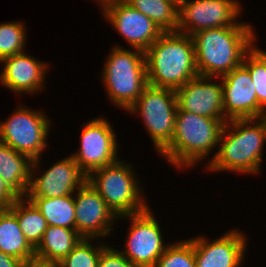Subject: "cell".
<instances>
[{"label":"cell","mask_w":266,"mask_h":267,"mask_svg":"<svg viewBox=\"0 0 266 267\" xmlns=\"http://www.w3.org/2000/svg\"><path fill=\"white\" fill-rule=\"evenodd\" d=\"M242 233L227 232L212 243L203 237L192 238L196 267H239L246 241Z\"/></svg>","instance_id":"17"},{"label":"cell","mask_w":266,"mask_h":267,"mask_svg":"<svg viewBox=\"0 0 266 267\" xmlns=\"http://www.w3.org/2000/svg\"><path fill=\"white\" fill-rule=\"evenodd\" d=\"M73 194L46 198L26 197L44 216L48 226L65 227L75 230V203Z\"/></svg>","instance_id":"22"},{"label":"cell","mask_w":266,"mask_h":267,"mask_svg":"<svg viewBox=\"0 0 266 267\" xmlns=\"http://www.w3.org/2000/svg\"><path fill=\"white\" fill-rule=\"evenodd\" d=\"M221 78L223 109L228 120L255 119L266 115V111L258 104L250 72L243 65L224 74Z\"/></svg>","instance_id":"13"},{"label":"cell","mask_w":266,"mask_h":267,"mask_svg":"<svg viewBox=\"0 0 266 267\" xmlns=\"http://www.w3.org/2000/svg\"><path fill=\"white\" fill-rule=\"evenodd\" d=\"M26 262L0 251V267H25Z\"/></svg>","instance_id":"31"},{"label":"cell","mask_w":266,"mask_h":267,"mask_svg":"<svg viewBox=\"0 0 266 267\" xmlns=\"http://www.w3.org/2000/svg\"><path fill=\"white\" fill-rule=\"evenodd\" d=\"M132 168L117 160L87 176V181L117 217L139 213L149 207L141 198L140 187Z\"/></svg>","instance_id":"6"},{"label":"cell","mask_w":266,"mask_h":267,"mask_svg":"<svg viewBox=\"0 0 266 267\" xmlns=\"http://www.w3.org/2000/svg\"><path fill=\"white\" fill-rule=\"evenodd\" d=\"M239 6L235 0H179L177 32L192 36L204 29L236 26Z\"/></svg>","instance_id":"9"},{"label":"cell","mask_w":266,"mask_h":267,"mask_svg":"<svg viewBox=\"0 0 266 267\" xmlns=\"http://www.w3.org/2000/svg\"><path fill=\"white\" fill-rule=\"evenodd\" d=\"M24 198L19 197L8 208L17 217L23 235L35 249L40 243L43 233L48 228V224L36 206L30 200Z\"/></svg>","instance_id":"24"},{"label":"cell","mask_w":266,"mask_h":267,"mask_svg":"<svg viewBox=\"0 0 266 267\" xmlns=\"http://www.w3.org/2000/svg\"><path fill=\"white\" fill-rule=\"evenodd\" d=\"M254 32L246 23L204 29L192 35L199 76L221 77L243 64L254 47Z\"/></svg>","instance_id":"1"},{"label":"cell","mask_w":266,"mask_h":267,"mask_svg":"<svg viewBox=\"0 0 266 267\" xmlns=\"http://www.w3.org/2000/svg\"><path fill=\"white\" fill-rule=\"evenodd\" d=\"M132 221L125 251H120L138 267H153L167 246L163 245L160 225L149 207L139 213L125 215Z\"/></svg>","instance_id":"10"},{"label":"cell","mask_w":266,"mask_h":267,"mask_svg":"<svg viewBox=\"0 0 266 267\" xmlns=\"http://www.w3.org/2000/svg\"><path fill=\"white\" fill-rule=\"evenodd\" d=\"M211 77L197 76L176 90L178 107L196 115L229 121L223 109V86Z\"/></svg>","instance_id":"16"},{"label":"cell","mask_w":266,"mask_h":267,"mask_svg":"<svg viewBox=\"0 0 266 267\" xmlns=\"http://www.w3.org/2000/svg\"><path fill=\"white\" fill-rule=\"evenodd\" d=\"M153 267H196L192 239L167 245Z\"/></svg>","instance_id":"26"},{"label":"cell","mask_w":266,"mask_h":267,"mask_svg":"<svg viewBox=\"0 0 266 267\" xmlns=\"http://www.w3.org/2000/svg\"><path fill=\"white\" fill-rule=\"evenodd\" d=\"M249 72L255 85L260 107H266V52L254 47L245 55L242 64Z\"/></svg>","instance_id":"25"},{"label":"cell","mask_w":266,"mask_h":267,"mask_svg":"<svg viewBox=\"0 0 266 267\" xmlns=\"http://www.w3.org/2000/svg\"><path fill=\"white\" fill-rule=\"evenodd\" d=\"M176 90L147 85L137 101L128 109L139 112L146 128L161 153L171 142L177 114Z\"/></svg>","instance_id":"7"},{"label":"cell","mask_w":266,"mask_h":267,"mask_svg":"<svg viewBox=\"0 0 266 267\" xmlns=\"http://www.w3.org/2000/svg\"><path fill=\"white\" fill-rule=\"evenodd\" d=\"M33 160L0 141V176L19 196H26Z\"/></svg>","instance_id":"19"},{"label":"cell","mask_w":266,"mask_h":267,"mask_svg":"<svg viewBox=\"0 0 266 267\" xmlns=\"http://www.w3.org/2000/svg\"><path fill=\"white\" fill-rule=\"evenodd\" d=\"M97 1V0H96ZM99 2L102 3L101 6L105 5L106 3L110 2V1H115V0H98Z\"/></svg>","instance_id":"33"},{"label":"cell","mask_w":266,"mask_h":267,"mask_svg":"<svg viewBox=\"0 0 266 267\" xmlns=\"http://www.w3.org/2000/svg\"><path fill=\"white\" fill-rule=\"evenodd\" d=\"M75 203V230L85 239L106 236L112 230L110 223L117 216L103 197L86 181L77 189Z\"/></svg>","instance_id":"15"},{"label":"cell","mask_w":266,"mask_h":267,"mask_svg":"<svg viewBox=\"0 0 266 267\" xmlns=\"http://www.w3.org/2000/svg\"><path fill=\"white\" fill-rule=\"evenodd\" d=\"M225 123L177 107L172 140L160 154L177 167L193 166L218 145Z\"/></svg>","instance_id":"4"},{"label":"cell","mask_w":266,"mask_h":267,"mask_svg":"<svg viewBox=\"0 0 266 267\" xmlns=\"http://www.w3.org/2000/svg\"><path fill=\"white\" fill-rule=\"evenodd\" d=\"M39 161V158L33 160L30 184L25 197L55 198L70 195L87 181V175L71 155L55 163L40 177L34 179L33 170L39 166Z\"/></svg>","instance_id":"14"},{"label":"cell","mask_w":266,"mask_h":267,"mask_svg":"<svg viewBox=\"0 0 266 267\" xmlns=\"http://www.w3.org/2000/svg\"><path fill=\"white\" fill-rule=\"evenodd\" d=\"M104 65L102 79L109 99L128 111L148 85L145 52L117 46Z\"/></svg>","instance_id":"5"},{"label":"cell","mask_w":266,"mask_h":267,"mask_svg":"<svg viewBox=\"0 0 266 267\" xmlns=\"http://www.w3.org/2000/svg\"><path fill=\"white\" fill-rule=\"evenodd\" d=\"M19 196L4 182L0 176V206L3 208L10 207Z\"/></svg>","instance_id":"30"},{"label":"cell","mask_w":266,"mask_h":267,"mask_svg":"<svg viewBox=\"0 0 266 267\" xmlns=\"http://www.w3.org/2000/svg\"><path fill=\"white\" fill-rule=\"evenodd\" d=\"M150 18L163 32L178 28L179 0H124Z\"/></svg>","instance_id":"23"},{"label":"cell","mask_w":266,"mask_h":267,"mask_svg":"<svg viewBox=\"0 0 266 267\" xmlns=\"http://www.w3.org/2000/svg\"><path fill=\"white\" fill-rule=\"evenodd\" d=\"M0 74V82L16 93H35L44 85L47 64L37 61L23 52L6 57Z\"/></svg>","instance_id":"18"},{"label":"cell","mask_w":266,"mask_h":267,"mask_svg":"<svg viewBox=\"0 0 266 267\" xmlns=\"http://www.w3.org/2000/svg\"><path fill=\"white\" fill-rule=\"evenodd\" d=\"M254 121L256 124L252 125ZM228 125L232 126L233 132ZM265 140V116L227 121L220 135V148L208 165V170L256 174L262 161L261 152Z\"/></svg>","instance_id":"3"},{"label":"cell","mask_w":266,"mask_h":267,"mask_svg":"<svg viewBox=\"0 0 266 267\" xmlns=\"http://www.w3.org/2000/svg\"><path fill=\"white\" fill-rule=\"evenodd\" d=\"M104 16L134 49L146 51L164 32L147 16L124 0L102 6Z\"/></svg>","instance_id":"12"},{"label":"cell","mask_w":266,"mask_h":267,"mask_svg":"<svg viewBox=\"0 0 266 267\" xmlns=\"http://www.w3.org/2000/svg\"><path fill=\"white\" fill-rule=\"evenodd\" d=\"M148 84L177 90L199 76L192 36L164 32L146 51Z\"/></svg>","instance_id":"2"},{"label":"cell","mask_w":266,"mask_h":267,"mask_svg":"<svg viewBox=\"0 0 266 267\" xmlns=\"http://www.w3.org/2000/svg\"><path fill=\"white\" fill-rule=\"evenodd\" d=\"M98 267H138L133 264L120 251L112 247H104L101 251L98 261Z\"/></svg>","instance_id":"29"},{"label":"cell","mask_w":266,"mask_h":267,"mask_svg":"<svg viewBox=\"0 0 266 267\" xmlns=\"http://www.w3.org/2000/svg\"><path fill=\"white\" fill-rule=\"evenodd\" d=\"M0 251L26 263L35 260V249L26 240L17 217L9 208L0 211Z\"/></svg>","instance_id":"21"},{"label":"cell","mask_w":266,"mask_h":267,"mask_svg":"<svg viewBox=\"0 0 266 267\" xmlns=\"http://www.w3.org/2000/svg\"><path fill=\"white\" fill-rule=\"evenodd\" d=\"M91 239L83 238L59 263V267H98L99 256L106 245L93 247Z\"/></svg>","instance_id":"28"},{"label":"cell","mask_w":266,"mask_h":267,"mask_svg":"<svg viewBox=\"0 0 266 267\" xmlns=\"http://www.w3.org/2000/svg\"><path fill=\"white\" fill-rule=\"evenodd\" d=\"M80 151L71 155L80 169L88 176L92 171L115 163L117 139L113 128L105 119L88 122L81 132Z\"/></svg>","instance_id":"11"},{"label":"cell","mask_w":266,"mask_h":267,"mask_svg":"<svg viewBox=\"0 0 266 267\" xmlns=\"http://www.w3.org/2000/svg\"><path fill=\"white\" fill-rule=\"evenodd\" d=\"M25 34V26L20 22L0 24V62L24 51Z\"/></svg>","instance_id":"27"},{"label":"cell","mask_w":266,"mask_h":267,"mask_svg":"<svg viewBox=\"0 0 266 267\" xmlns=\"http://www.w3.org/2000/svg\"><path fill=\"white\" fill-rule=\"evenodd\" d=\"M17 109L8 120L0 122V141L32 160L40 158L41 151L47 146L49 120L42 112L22 106Z\"/></svg>","instance_id":"8"},{"label":"cell","mask_w":266,"mask_h":267,"mask_svg":"<svg viewBox=\"0 0 266 267\" xmlns=\"http://www.w3.org/2000/svg\"><path fill=\"white\" fill-rule=\"evenodd\" d=\"M25 267H59L58 263H45L37 260L26 263Z\"/></svg>","instance_id":"32"},{"label":"cell","mask_w":266,"mask_h":267,"mask_svg":"<svg viewBox=\"0 0 266 267\" xmlns=\"http://www.w3.org/2000/svg\"><path fill=\"white\" fill-rule=\"evenodd\" d=\"M83 238L74 229L48 226L35 248V260L59 263Z\"/></svg>","instance_id":"20"}]
</instances>
